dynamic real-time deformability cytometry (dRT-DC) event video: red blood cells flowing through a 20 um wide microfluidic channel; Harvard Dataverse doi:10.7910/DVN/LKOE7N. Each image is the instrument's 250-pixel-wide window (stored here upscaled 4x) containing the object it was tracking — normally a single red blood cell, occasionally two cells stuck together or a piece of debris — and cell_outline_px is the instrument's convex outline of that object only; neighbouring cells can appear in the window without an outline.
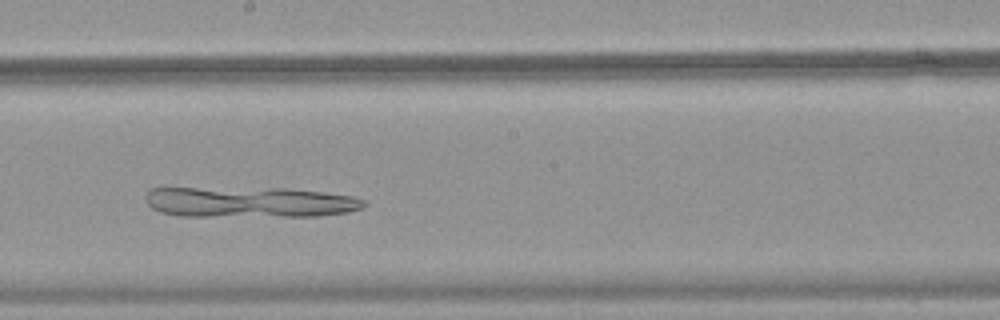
{"species": "common noctule bat (a hibernating species)", "species_latin": "Nyctalus noctula", "temperature_condition": "warm", "stored_images_in_passage": 28, "camera_frame_rate_fps": 3000, "um_per_image_px": 0.085, "animal": {"sex": "female", "body_mass_g": 18.4}, "frame": {"image": 1, "passage_image": 16, "time_ms": 5.0, "image_size_px": [1000, 320], "cell_outline_px": [[368, 204], [360, 208], [348, 212], [316, 216], [180, 216], [160, 212], [152, 208], [148, 204], [144, 196], [152, 188], [288, 188], [352, 196], [368, 200]], "centroid_in_image_um": [21.23, 17.18], "position_along_channel_um": 227.0, "area_um2": 39.13}}